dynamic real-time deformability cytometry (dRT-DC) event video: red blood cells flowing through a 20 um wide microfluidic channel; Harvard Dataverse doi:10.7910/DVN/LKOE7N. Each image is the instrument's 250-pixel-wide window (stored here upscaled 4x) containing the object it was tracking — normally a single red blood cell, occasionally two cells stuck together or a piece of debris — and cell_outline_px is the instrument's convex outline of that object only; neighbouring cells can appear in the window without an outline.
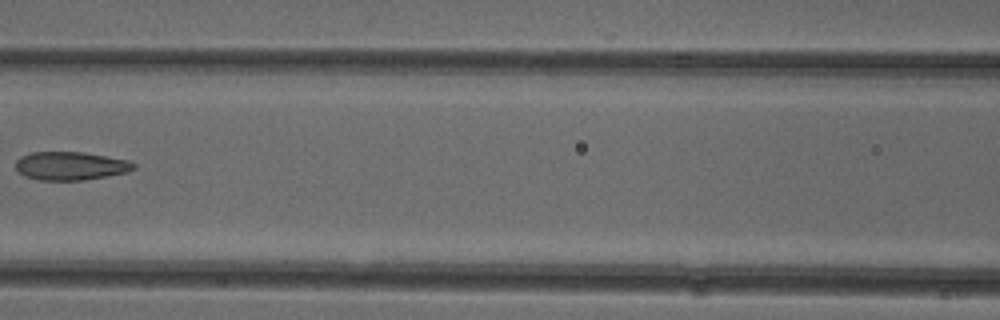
{"species": "common noctule bat (a hibernating species)", "species_latin": "Nyctalus noctula", "temperature_condition": "cold", "stored_images_in_passage": 7, "camera_frame_rate_fps": 3000, "um_per_image_px": 0.085, "animal": {"sex": "female"}, "frame": {"image": 1, "passage_image": 6, "time_ms": 7.0, "image_size_px": [1000, 320], "cell_outline_px": [[136, 168], [128, 172], [84, 180], [40, 180], [24, 176], [16, 168], [16, 160], [20, 156], [32, 152], [84, 152], [128, 160], [136, 164]], "centroid_in_image_um": [6.01, 14.1], "position_along_channel_um": 160.6, "area_um2": 19.54}}
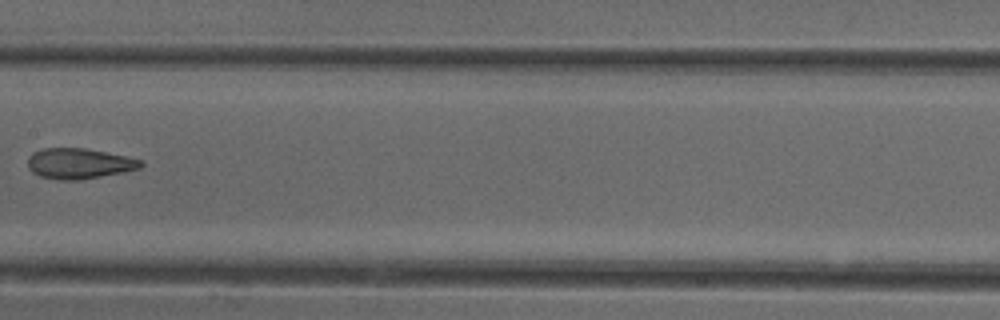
{"frame": {"image": 2, "passage_image": 7, "time_ms": 8.0, "image_size_px": [1000, 320], "cell_outline_px": [[144, 164], [140, 168], [80, 180], [60, 180], [40, 176], [32, 172], [28, 168], [28, 156], [32, 152], [44, 148], [84, 148], [124, 156], [140, 160]], "centroid_in_image_um": [6.66, 13.9], "position_along_channel_um": 200.7, "area_um2": 19.83}}